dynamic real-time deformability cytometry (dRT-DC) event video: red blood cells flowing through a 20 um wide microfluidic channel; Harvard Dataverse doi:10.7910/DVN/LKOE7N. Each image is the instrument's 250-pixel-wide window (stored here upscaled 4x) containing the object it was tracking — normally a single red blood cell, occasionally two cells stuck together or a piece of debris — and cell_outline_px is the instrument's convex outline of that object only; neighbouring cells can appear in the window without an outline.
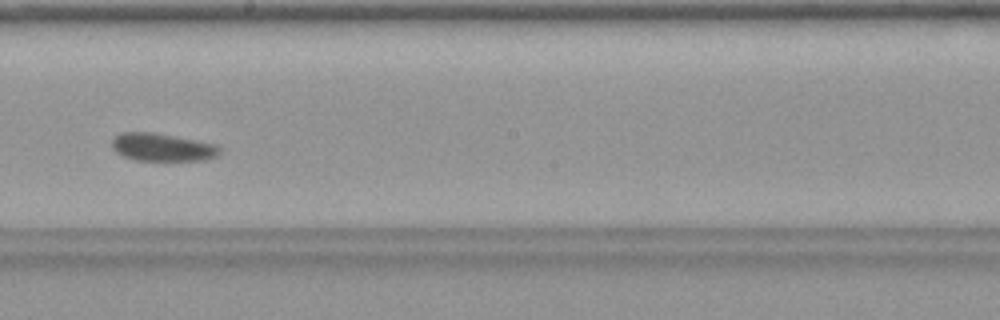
{"species": "common noctule bat (a hibernating species)", "species_latin": "Nyctalus noctula", "temperature_condition": "warm", "stored_images_in_passage": 44, "camera_frame_rate_fps": 3000, "um_per_image_px": 0.085, "animal": {"sex": "female", "body_mass_g": 19.9}, "frame": {"image": 1, "passage_image": 25, "time_ms": 8.0, "image_size_px": [1000, 320], "cell_outline_px": [[220, 152], [216, 156], [204, 160], [136, 160], [124, 156], [116, 152], [112, 148], [112, 140], [120, 132], [152, 132], [216, 144], [220, 148]], "centroid_in_image_um": [13.78, 12.51], "position_along_channel_um": 234.4, "area_um2": 17.28}}
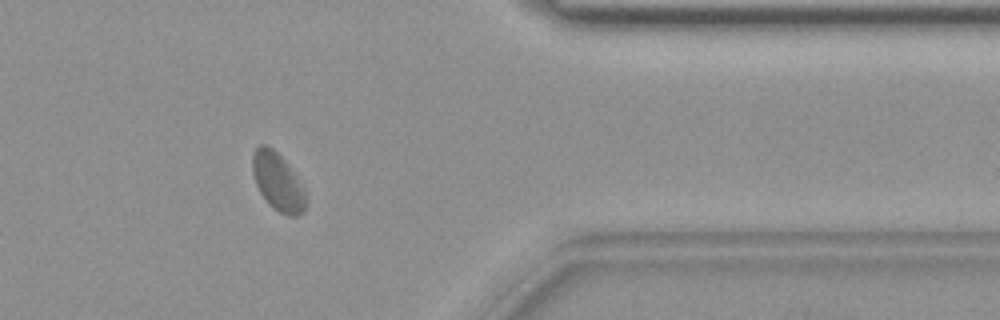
{"frame": {"image": 2, "passage_image": 36, "time_ms": 11.667, "image_size_px": [1000, 320], "cell_outline_px": [[308, 204], [304, 212], [296, 216], [288, 216], [280, 212], [268, 204], [260, 192], [256, 184], [252, 172], [252, 152], [260, 144], [264, 144], [272, 148], [288, 164], [304, 188], [308, 200]], "centroid_in_image_um": [23.63, 15.48], "position_along_channel_um": 387.8, "area_um2": 18.15}}
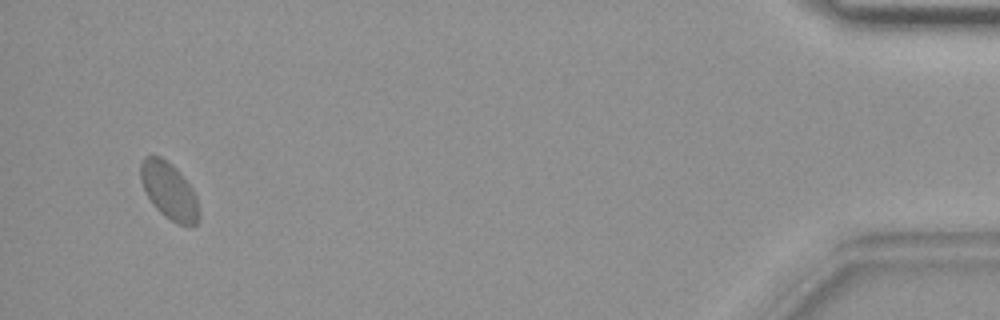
{"frame": {"image": 3, "passage_image": 42, "time_ms": 13.667, "image_size_px": [1000, 320], "cell_outline_px": [[200, 220], [196, 224], [176, 224], [164, 216], [152, 204], [140, 180], [140, 164], [144, 156], [160, 156], [168, 160], [180, 172], [192, 188], [196, 196], [200, 212]], "centroid_in_image_um": [14.38, 16.21], "position_along_channel_um": 420.8, "area_um2": 19.48}}